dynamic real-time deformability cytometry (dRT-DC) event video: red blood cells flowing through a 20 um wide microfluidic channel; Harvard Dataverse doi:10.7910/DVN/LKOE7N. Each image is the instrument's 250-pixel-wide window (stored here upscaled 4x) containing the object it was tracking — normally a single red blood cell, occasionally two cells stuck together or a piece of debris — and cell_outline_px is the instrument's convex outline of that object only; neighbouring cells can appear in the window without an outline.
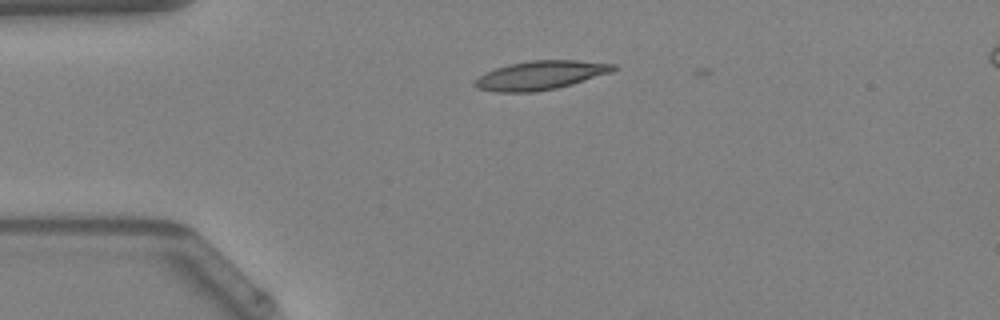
{"species": "Egyptian fruit bat (a non-hibernating species)", "species_latin": "Rousettus aegyptiacus", "temperature_condition": "warm", "stored_images_in_passage": 38, "camera_frame_rate_fps": 3000, "um_per_image_px": 0.085, "animal": {"sex": "female"}, "frame": {"image": 1, "passage_image": 2, "time_ms": 0.333, "image_size_px": [1000, 320], "cell_outline_px": [[616, 68], [612, 72], [572, 84], [556, 88], [536, 92], [496, 92], [480, 88], [472, 84], [484, 72], [508, 64], [528, 60], [576, 60], [616, 64]], "centroid_in_image_um": [45.94, 6.39], "position_along_channel_um": 39.1, "area_um2": 23.24}}
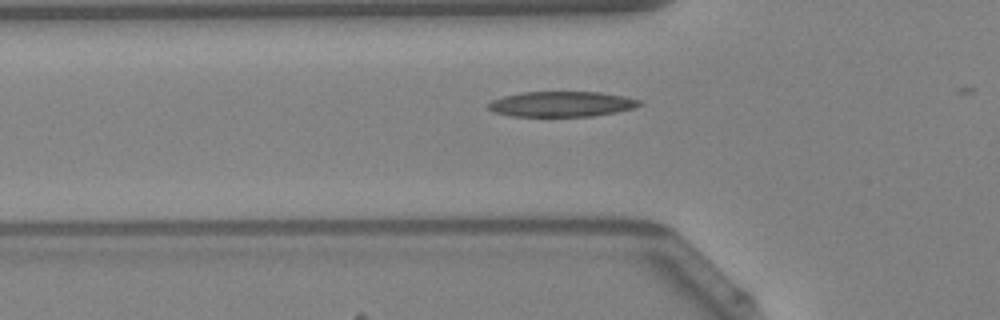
{"frame": {"image": 2, "passage_image": 7, "time_ms": 2.0, "image_size_px": [1000, 320], "cell_outline_px": [[644, 104], [632, 108], [616, 112], [592, 116], [512, 116], [496, 112], [488, 108], [488, 104], [492, 100], [504, 96], [520, 92], [600, 92], [624, 96], [640, 100]], "centroid_in_image_um": [47.76, 8.84], "position_along_channel_um": 78.0, "area_um2": 22.2}, "authors_computed_cell_mechanics": {"area_um2": 21.675, "velocity_mm_per_s": 4.175, "shape_relaxation_time_tau1_ms": 7.3367, "shape_relaxation_time_tau2_ms": 3.3736, "deformation_change_tau1": 0.2329, "deformation_change_tau2": 0.1264}}